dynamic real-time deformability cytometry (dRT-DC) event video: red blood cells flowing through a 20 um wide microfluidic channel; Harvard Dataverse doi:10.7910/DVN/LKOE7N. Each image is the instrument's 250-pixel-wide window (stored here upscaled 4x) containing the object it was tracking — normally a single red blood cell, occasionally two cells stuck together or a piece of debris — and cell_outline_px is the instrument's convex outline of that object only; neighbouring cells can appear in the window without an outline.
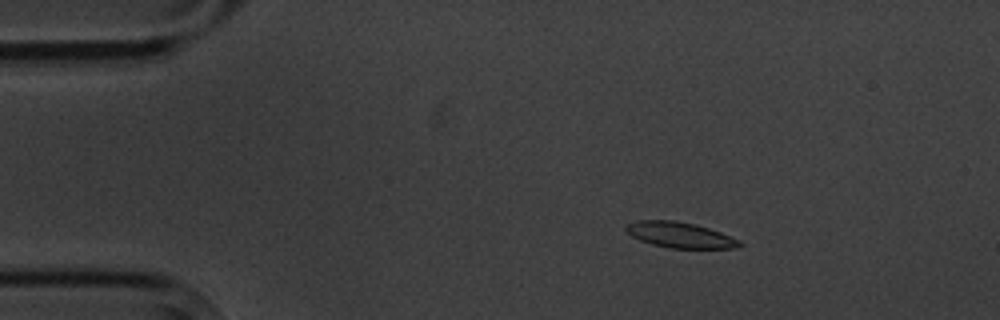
{"species": "common noctule bat (a hibernating species)", "species_latin": "Nyctalus noctula", "temperature_condition": "cold", "stored_images_in_passage": 3, "camera_frame_rate_fps": 3000, "um_per_image_px": 0.085, "animal": {"sex": "male", "body_mass_g": 20.1, "forearm_length_mm": 53.5}, "frame": {"image": 1, "passage_image": 2, "time_ms": 1.0, "image_size_px": [1000, 320], "cell_outline_px": [[744, 244], [740, 248], [668, 248], [652, 244], [640, 240], [632, 236], [624, 228], [628, 224], [636, 220], [676, 220], [696, 224], [720, 232], [740, 240]], "centroid_in_image_um": [57.82, 19.97], "position_along_channel_um": 27.2, "area_um2": 17.05}}